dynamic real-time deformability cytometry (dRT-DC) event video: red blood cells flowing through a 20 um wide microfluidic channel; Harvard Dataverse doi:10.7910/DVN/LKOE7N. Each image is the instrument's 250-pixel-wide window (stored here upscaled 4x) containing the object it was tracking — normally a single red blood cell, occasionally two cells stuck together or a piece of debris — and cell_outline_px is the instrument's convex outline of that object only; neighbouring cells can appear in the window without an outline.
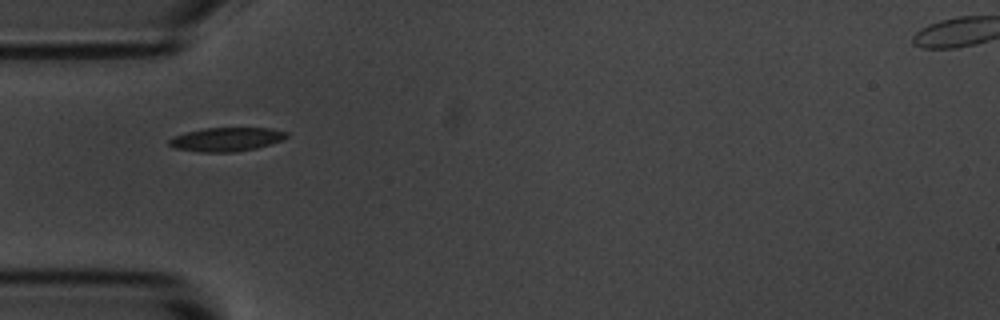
{"species": "common noctule bat (a hibernating species)", "species_latin": "Nyctalus noctula", "temperature_condition": "room temperature", "stored_images_in_passage": 3, "camera_frame_rate_fps": 3000, "um_per_image_px": 0.085, "animal": {"sex": "male", "body_mass_g": 20.1, "forearm_length_mm": 53.5}, "frame": {"image": 1, "passage_image": 1, "time_ms": 0.0, "image_size_px": [1000, 320], "cell_outline_px": [[288, 136], [280, 140], [256, 148], [232, 152], [200, 152], [176, 148], [168, 144], [168, 140], [172, 136], [204, 128], [272, 128], [288, 132]], "centroid_in_image_um": [19.22, 11.84], "position_along_channel_um": 65.8, "area_um2": 16.13}}
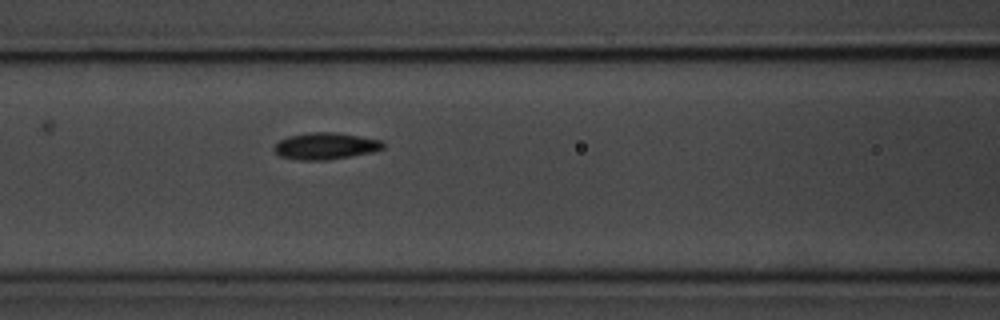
{"frame": {"image": 2, "passage_image": 3, "time_ms": 2.0, "image_size_px": [1000, 320], "cell_outline_px": [[384, 148], [372, 152], [352, 156], [328, 160], [300, 160], [280, 156], [272, 148], [280, 140], [288, 136], [308, 132], [336, 132], [384, 140]], "centroid_in_image_um": [27.69, 12.4], "position_along_channel_um": 138.9, "area_um2": 17.11}}